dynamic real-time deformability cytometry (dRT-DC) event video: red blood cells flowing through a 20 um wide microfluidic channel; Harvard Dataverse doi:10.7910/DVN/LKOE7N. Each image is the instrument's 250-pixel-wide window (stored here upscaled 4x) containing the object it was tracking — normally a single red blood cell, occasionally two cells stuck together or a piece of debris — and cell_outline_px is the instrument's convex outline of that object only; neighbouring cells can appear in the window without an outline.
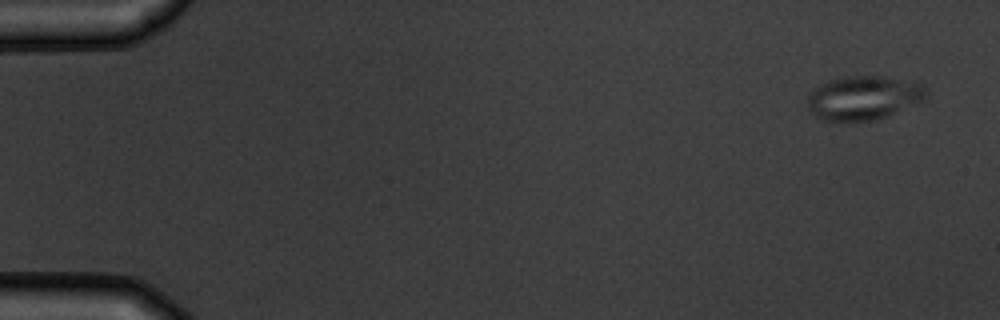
{"species": "common noctule bat (a hibernating species)", "species_latin": "Nyctalus noctula", "temperature_condition": "warm", "stored_images_in_passage": 5, "camera_frame_rate_fps": 3000, "um_per_image_px": 0.085, "animal": {"sex": "male", "body_mass_g": 19.5, "forearm_length_mm": 54.6}, "frame": {"image": 1, "passage_image": 1, "time_ms": 0.0, "image_size_px": [1000, 320], "cell_outline_px": [[928, 96], [924, 100], [888, 116], [872, 120], [820, 120], [808, 108], [808, 96], [820, 84], [828, 80], [848, 76], [884, 76], [924, 84]], "centroid_in_image_um": [73.43, 8.3], "position_along_channel_um": 11.6, "area_um2": 30.23}}